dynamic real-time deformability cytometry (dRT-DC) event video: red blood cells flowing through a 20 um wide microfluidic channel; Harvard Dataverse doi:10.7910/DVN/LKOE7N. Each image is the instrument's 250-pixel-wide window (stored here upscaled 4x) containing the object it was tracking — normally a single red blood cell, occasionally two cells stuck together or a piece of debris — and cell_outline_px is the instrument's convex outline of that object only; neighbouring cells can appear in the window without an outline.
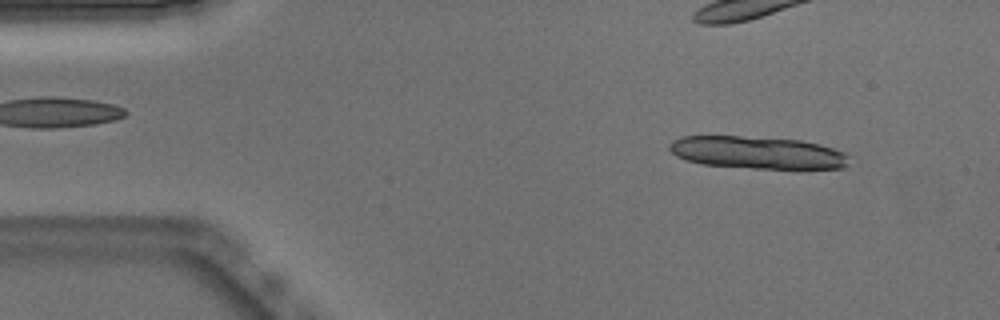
{"species": "Egyptian fruit bat (a non-hibernating species)", "species_latin": "Rousettus aegyptiacus", "temperature_condition": "warm", "stored_images_in_passage": 12, "camera_frame_rate_fps": 3000, "um_per_image_px": 0.085, "animal": {"sex": "male"}, "frame": {"image": 1, "passage_image": 4, "time_ms": 1.0, "image_size_px": [1000, 320], "cell_outline_px": [[848, 164], [844, 168], [752, 168], [704, 164], [688, 160], [676, 156], [668, 148], [668, 144], [672, 140], [680, 136], [740, 136], [800, 140], [820, 144], [844, 152], [848, 156]], "centroid_in_image_um": [64.35, 12.96], "position_along_channel_um": 20.7, "area_um2": 33.76}}